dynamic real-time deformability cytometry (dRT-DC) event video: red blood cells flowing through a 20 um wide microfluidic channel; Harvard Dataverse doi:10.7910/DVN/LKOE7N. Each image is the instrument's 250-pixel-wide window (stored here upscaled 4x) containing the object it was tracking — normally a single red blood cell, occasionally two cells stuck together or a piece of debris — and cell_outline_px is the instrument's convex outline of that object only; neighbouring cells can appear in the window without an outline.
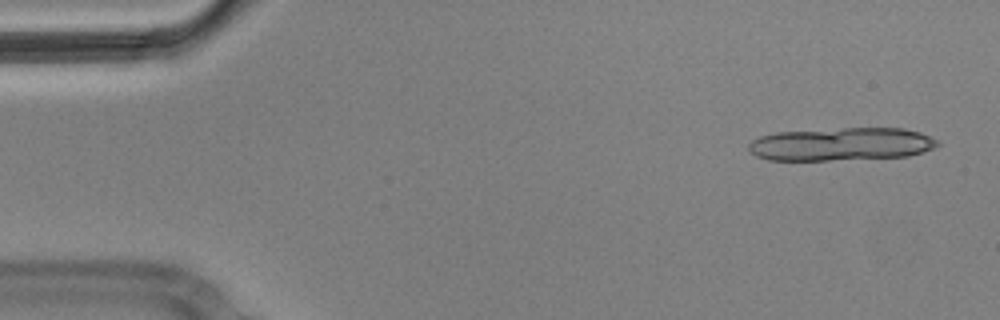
{"species": "Egyptian fruit bat (a non-hibernating species)", "species_latin": "Rousettus aegyptiacus", "temperature_condition": "cold", "stored_images_in_passage": 6, "camera_frame_rate_fps": 3000, "um_per_image_px": 0.085, "animal": {"sex": "male"}, "frame": {"image": 1, "passage_image": 1, "time_ms": 0.0, "image_size_px": [1000, 320], "cell_outline_px": [[940, 144], [932, 148], [908, 156], [828, 160], [768, 160], [756, 156], [748, 152], [748, 144], [752, 140], [760, 136], [776, 132], [844, 128], [904, 128], [920, 132], [940, 140]], "centroid_in_image_um": [71.48, 12.25], "position_along_channel_um": 13.5, "area_um2": 36.47}}
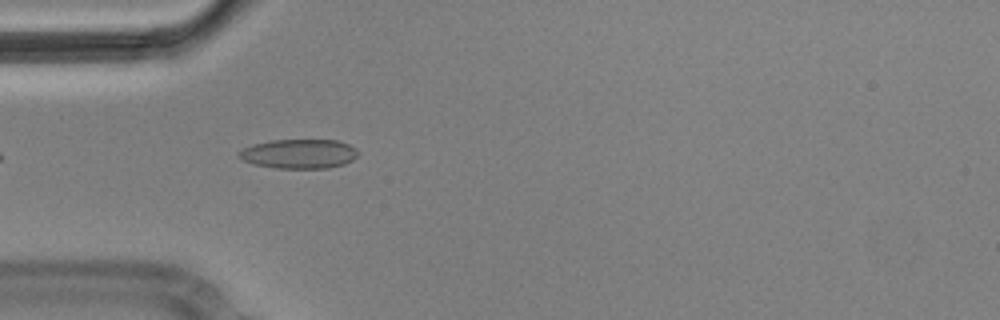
{"frame": {"image": 2, "passage_image": 5, "time_ms": 1.333, "image_size_px": [1000, 320], "cell_outline_px": [[360, 152], [352, 160], [344, 164], [328, 168], [276, 168], [252, 164], [236, 156], [236, 152], [252, 144], [272, 140], [336, 140], [348, 144], [356, 148]], "centroid_in_image_um": [25.39, 13.07], "position_along_channel_um": 59.6, "area_um2": 20.52}}